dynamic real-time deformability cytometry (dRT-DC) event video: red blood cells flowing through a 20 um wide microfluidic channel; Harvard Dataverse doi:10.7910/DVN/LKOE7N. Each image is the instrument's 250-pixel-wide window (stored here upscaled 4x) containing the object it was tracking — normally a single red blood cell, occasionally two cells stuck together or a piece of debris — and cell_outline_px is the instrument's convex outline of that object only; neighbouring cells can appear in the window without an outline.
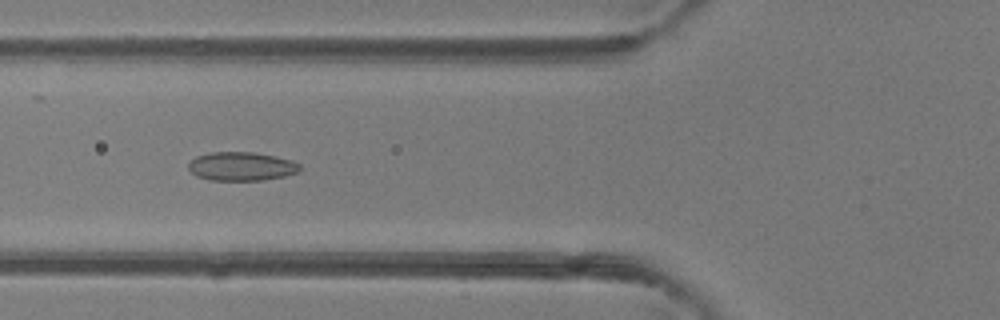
{"species": "common noctule bat (a hibernating species)", "species_latin": "Nyctalus noctula", "temperature_condition": "room temperature", "stored_images_in_passage": 47, "camera_frame_rate_fps": 3000, "um_per_image_px": 0.085, "animal": {"sex": "female"}, "frame": {"image": 1, "passage_image": 18, "time_ms": 5.667, "image_size_px": [1000, 320], "cell_outline_px": [[300, 168], [296, 172], [284, 176], [264, 180], [212, 180], [196, 176], [188, 168], [188, 164], [196, 156], [212, 152], [256, 152], [276, 156], [292, 160], [300, 164]], "centroid_in_image_um": [20.53, 14.13], "position_along_channel_um": 105.3, "area_um2": 18.61}}
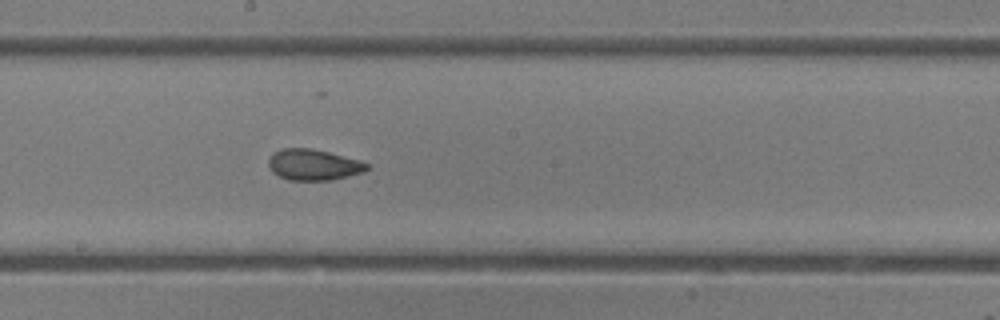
{"frame": {"image": 2, "passage_image": 26, "time_ms": 8.333, "image_size_px": [1000, 320], "cell_outline_px": [[368, 168], [364, 172], [332, 180], [288, 180], [272, 172], [268, 164], [268, 160], [272, 152], [284, 148], [308, 148], [328, 152], [360, 160], [368, 164]], "centroid_in_image_um": [26.63, 14.0], "position_along_channel_um": 221.6, "area_um2": 17.74}}
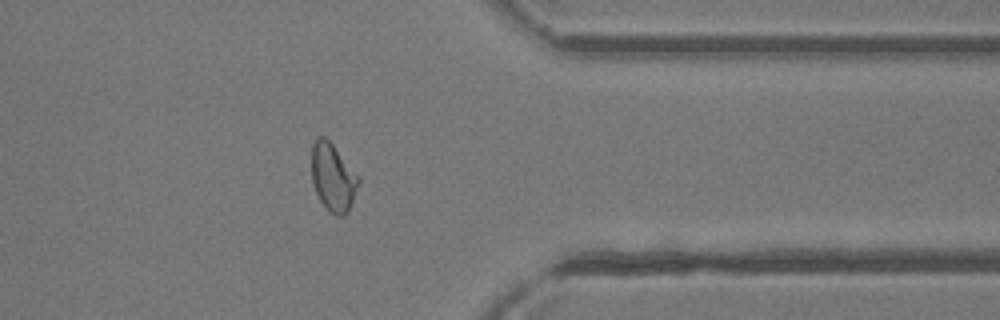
{"frame": {"image": 3, "passage_image": 38, "time_ms": 12.333, "image_size_px": [1000, 320], "cell_outline_px": [[360, 180], [348, 212], [344, 216], [336, 216], [328, 212], [320, 200], [316, 192], [312, 180], [312, 144], [320, 136], [324, 136], [332, 144], [360, 176]], "centroid_in_image_um": [28.31, 15.1], "position_along_channel_um": 383.1, "area_um2": 18.5}, "authors_computed_cell_mechanics": {"area_um2": 18.8428, "velocity_mm_per_s": 4.3478, "shape_relaxation_time_tau1_ms": 6.5468, "shape_relaxation_time_tau2_ms": 1.1799, "deformation_change_tau1": 0.1517, "deformation_change_tau2": 0.0609}}